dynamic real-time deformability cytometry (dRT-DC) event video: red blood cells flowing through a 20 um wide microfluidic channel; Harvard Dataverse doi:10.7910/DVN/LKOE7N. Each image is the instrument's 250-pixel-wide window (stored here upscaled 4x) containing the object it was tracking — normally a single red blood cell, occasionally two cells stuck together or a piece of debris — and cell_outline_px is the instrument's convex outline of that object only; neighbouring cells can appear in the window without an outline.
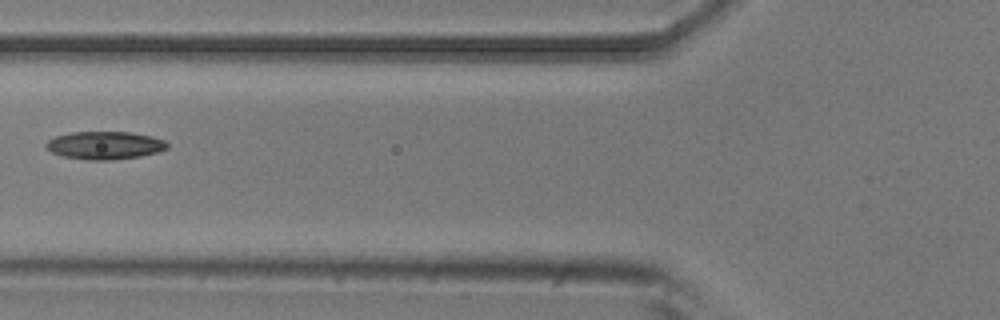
{"species": "common noctule bat (a hibernating species)", "species_latin": "Nyctalus noctula", "temperature_condition": "room temperature", "stored_images_in_passage": 7, "camera_frame_rate_fps": 3000, "um_per_image_px": 0.085, "animal": {"sex": "male", "body_mass_g": 20.5, "forearm_length_mm": 52.5}, "frame": {"image": 1, "passage_image": 6, "time_ms": 1.667, "image_size_px": [1000, 320], "cell_outline_px": [[168, 148], [156, 152], [140, 156], [112, 160], [88, 160], [64, 156], [52, 152], [44, 144], [48, 140], [56, 136], [72, 132], [132, 132], [152, 136], [164, 140], [168, 144]], "centroid_in_image_um": [8.92, 12.35], "position_along_channel_um": 116.9, "area_um2": 19.59}}
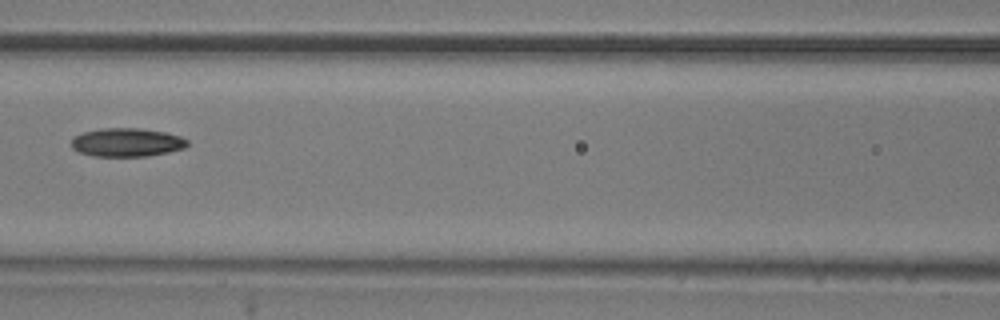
{"frame": {"image": 2, "passage_image": 7, "time_ms": 2.0, "image_size_px": [1000, 320], "cell_outline_px": [[188, 144], [184, 148], [168, 152], [148, 156], [96, 156], [80, 152], [72, 148], [72, 136], [84, 132], [104, 128], [140, 128], [164, 132], [180, 136], [188, 140]], "centroid_in_image_um": [10.78, 12.1], "position_along_channel_um": 155.8, "area_um2": 19.19}}